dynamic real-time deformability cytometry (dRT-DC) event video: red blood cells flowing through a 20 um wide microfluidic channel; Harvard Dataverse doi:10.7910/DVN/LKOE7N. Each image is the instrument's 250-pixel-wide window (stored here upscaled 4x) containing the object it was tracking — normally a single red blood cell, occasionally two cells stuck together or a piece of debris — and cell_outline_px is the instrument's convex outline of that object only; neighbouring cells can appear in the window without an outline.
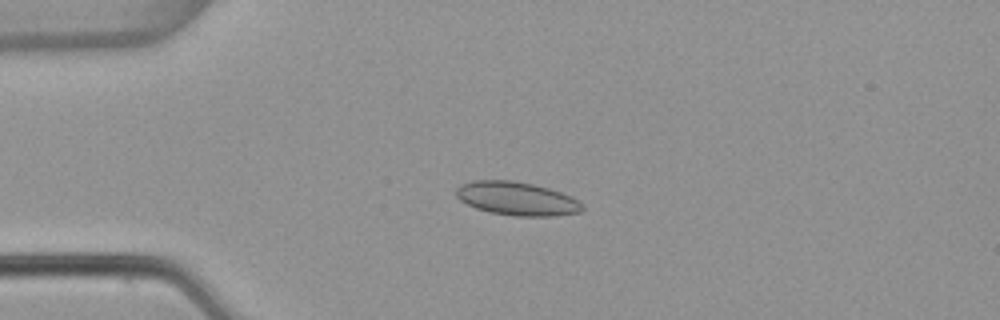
{"species": "common noctule bat (a hibernating species)", "species_latin": "Nyctalus noctula", "temperature_condition": "warm", "stored_images_in_passage": 15, "camera_frame_rate_fps": 3000, "um_per_image_px": 0.085, "animal": {"sex": "female", "body_mass_g": 22.7, "forearm_length_mm": 54.2}, "frame": {"image": 1, "passage_image": 13, "time_ms": 4.0, "image_size_px": [1000, 320], "cell_outline_px": [[584, 208], [580, 212], [556, 216], [516, 216], [488, 212], [476, 208], [460, 200], [456, 196], [456, 188], [460, 184], [472, 180], [512, 180], [532, 184], [548, 188], [572, 196], [584, 204]], "centroid_in_image_um": [43.94, 16.88], "position_along_channel_um": 41.1, "area_um2": 24.8}}